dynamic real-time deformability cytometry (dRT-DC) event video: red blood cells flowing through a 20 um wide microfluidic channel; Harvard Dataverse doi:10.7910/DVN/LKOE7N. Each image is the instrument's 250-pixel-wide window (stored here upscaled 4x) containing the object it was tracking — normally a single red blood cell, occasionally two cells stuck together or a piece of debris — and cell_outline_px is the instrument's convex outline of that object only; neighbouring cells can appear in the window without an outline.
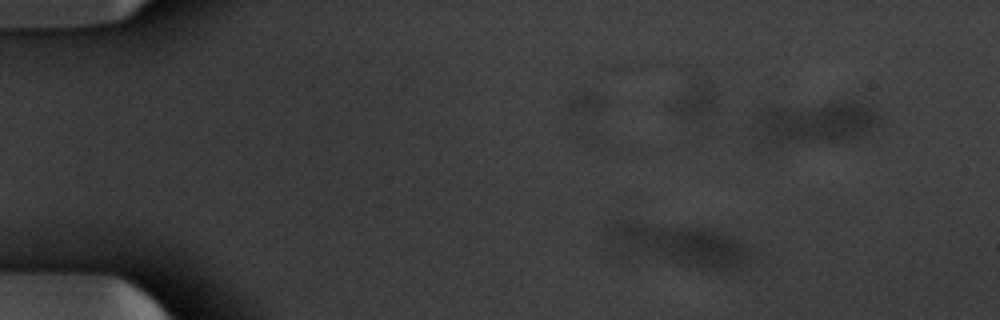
{"species": "common noctule bat (a hibernating species)", "species_latin": "Nyctalus noctula", "temperature_condition": "warm", "stored_images_in_passage": 17, "segment_of_instrument_passage": [1, 2], "camera_frame_rate_fps": 3000, "um_per_image_px": 0.085, "animal": {"sex": "male", "body_mass_g": 20.1, "forearm_length_mm": 53.5}, "frame": {"image": 1, "passage_image": 6, "time_ms": 1.667, "image_size_px": [1000, 320], "cell_outline_px": [[756, 248], [744, 264], [740, 268], [716, 268], [684, 264], [628, 248], [608, 236], [604, 224], [616, 220], [632, 220], [700, 228], [732, 236]], "centroid_in_image_um": [57.91, 20.7], "position_along_channel_um": 27.1, "area_um2": 32.71}}